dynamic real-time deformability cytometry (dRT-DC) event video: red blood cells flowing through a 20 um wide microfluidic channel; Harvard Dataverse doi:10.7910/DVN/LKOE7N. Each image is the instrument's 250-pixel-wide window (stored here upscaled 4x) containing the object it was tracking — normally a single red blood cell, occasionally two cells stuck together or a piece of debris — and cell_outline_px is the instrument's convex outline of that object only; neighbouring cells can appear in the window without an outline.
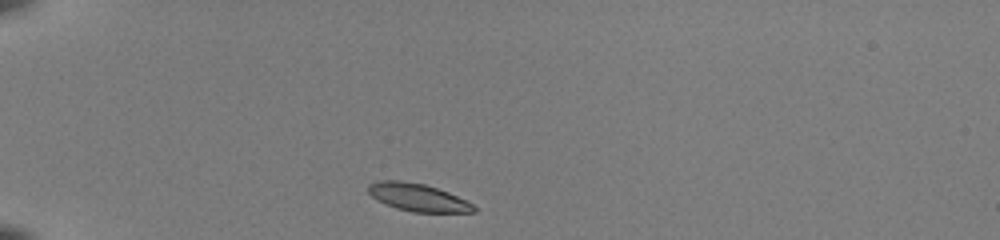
{"species": "common noctule bat (a hibernating species)", "species_latin": "Nyctalus noctula", "temperature_condition": "room temperature", "stored_images_in_passage": 38, "camera_frame_rate_fps": 3000, "um_per_image_px": 0.085, "animal": {"sex": "female", "body_mass_g": 22.0, "forearm_length_mm": 56.7}, "frame": {"image": 1, "passage_image": 1, "time_ms": 0.0, "image_size_px": [1000, 240], "cell_outline_px": [[476, 212], [412, 212], [396, 208], [376, 200], [368, 192], [368, 184], [376, 180], [400, 180], [424, 184], [448, 192], [472, 204], [476, 208]], "centroid_in_image_um": [35.46, 16.77], "position_along_channel_um": 49.5, "area_um2": 16.94}}
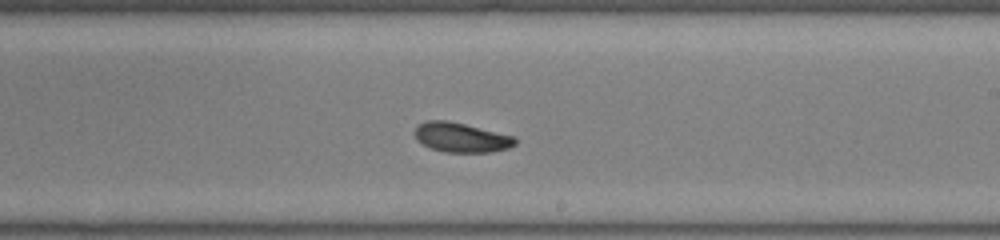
{"frame": {"image": 2, "passage_image": 19, "time_ms": 6.0, "image_size_px": [1000, 240], "cell_outline_px": [[516, 144], [508, 148], [492, 152], [444, 152], [432, 148], [416, 140], [416, 128], [420, 124], [428, 120], [448, 120], [516, 136]], "centroid_in_image_um": [39.25, 11.68], "position_along_channel_um": 249.8, "area_um2": 17.22}}
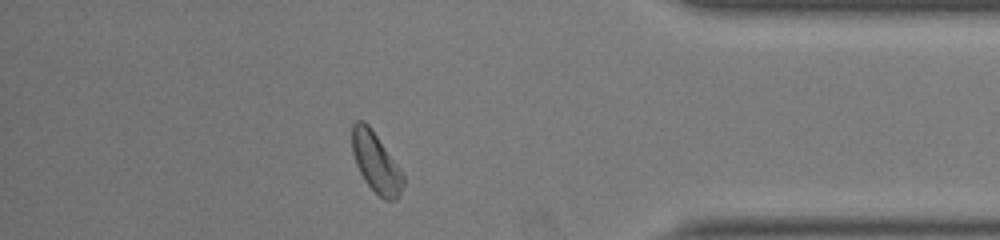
{"frame": {"image": 3, "passage_image": 32, "time_ms": 10.333, "image_size_px": [1000, 240], "cell_outline_px": [[404, 184], [400, 196], [396, 200], [384, 200], [364, 180], [356, 164], [352, 152], [352, 124], [356, 120], [364, 120], [368, 124], [404, 176]], "centroid_in_image_um": [31.94, 13.82], "position_along_channel_um": 403.3, "area_um2": 17.51}, "authors_computed_cell_mechanics": {"area_um2": 17.5423, "velocity_mm_per_s": 3.9757, "shape_relaxation_time_tau1_ms": 2.8021, "shape_relaxation_time_tau2_ms": null, "deformation_change_tau1": 0.1253, "deformation_change_tau2": null}}